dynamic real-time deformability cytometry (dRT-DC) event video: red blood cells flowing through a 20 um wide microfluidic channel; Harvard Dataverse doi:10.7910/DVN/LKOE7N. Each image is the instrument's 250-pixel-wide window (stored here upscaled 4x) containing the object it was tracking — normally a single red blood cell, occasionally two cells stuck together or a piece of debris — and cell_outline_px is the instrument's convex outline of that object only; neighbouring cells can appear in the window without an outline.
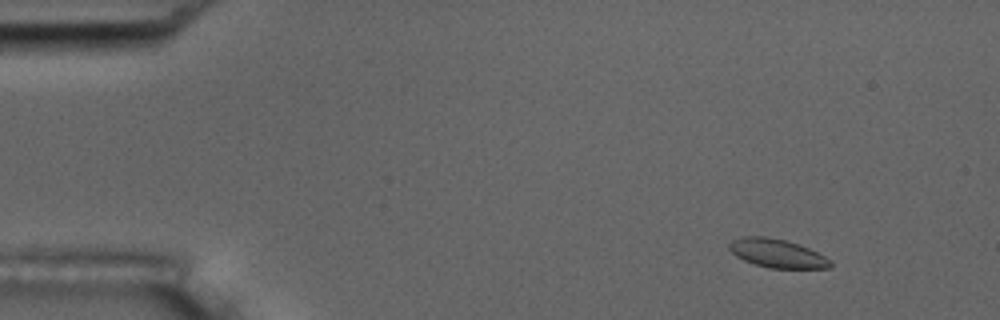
{"species": "common noctule bat (a hibernating species)", "species_latin": "Nyctalus noctula", "temperature_condition": "room temperature", "stored_images_in_passage": 5, "camera_frame_rate_fps": 3000, "um_per_image_px": 0.085, "animal": {"sex": "male", "body_mass_g": 17.5, "forearm_length_mm": 52.3}, "frame": {"image": 1, "passage_image": 2, "time_ms": 0.333, "image_size_px": [1000, 320], "cell_outline_px": [[832, 268], [768, 268], [744, 260], [736, 256], [728, 248], [728, 244], [732, 240], [744, 236], [764, 236], [784, 240], [800, 244], [832, 260]], "centroid_in_image_um": [66.06, 21.53], "position_along_channel_um": 18.9, "area_um2": 16.82}}